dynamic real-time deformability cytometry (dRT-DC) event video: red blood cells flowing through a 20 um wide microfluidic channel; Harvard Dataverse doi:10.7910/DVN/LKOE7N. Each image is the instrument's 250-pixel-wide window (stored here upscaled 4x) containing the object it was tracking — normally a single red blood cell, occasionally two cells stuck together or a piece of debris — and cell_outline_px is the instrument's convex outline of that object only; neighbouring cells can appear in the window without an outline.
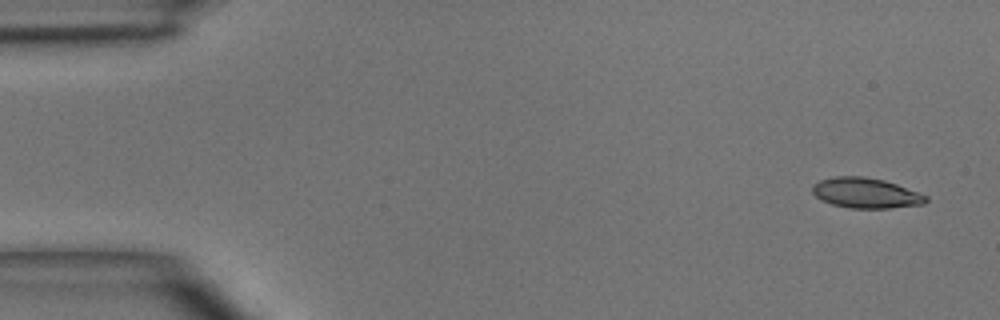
{"species": "common noctule bat (a hibernating species)", "species_latin": "Nyctalus noctula", "temperature_condition": "room temperature", "stored_images_in_passage": 4, "camera_frame_rate_fps": 3000, "um_per_image_px": 0.085, "animal": {"sex": "male", "body_mass_g": 15.6}, "frame": {"image": 1, "passage_image": 1, "time_ms": 0.0, "image_size_px": [1000, 320], "cell_outline_px": [[928, 200], [924, 204], [892, 208], [852, 208], [832, 204], [820, 200], [812, 192], [812, 184], [820, 180], [836, 176], [864, 176], [884, 180], [896, 184], [928, 196]], "centroid_in_image_um": [73.58, 16.4], "position_along_channel_um": 11.4, "area_um2": 20.06}}
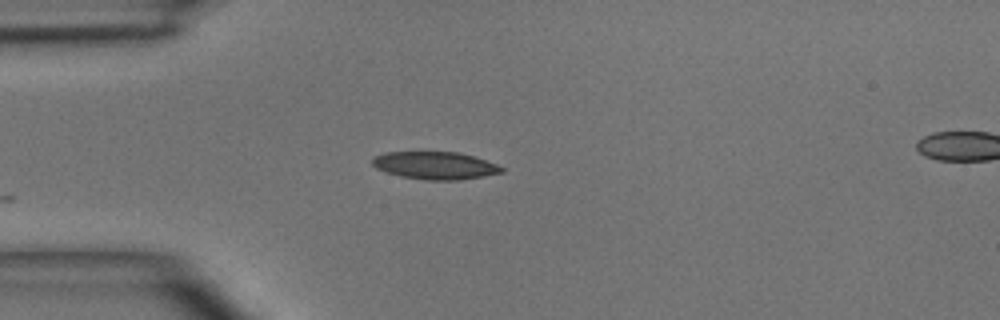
{"frame": {"image": 2, "passage_image": 4, "time_ms": 3.333, "image_size_px": [1000, 320], "cell_outline_px": [[504, 172], [484, 176], [460, 180], [428, 180], [400, 176], [376, 168], [372, 164], [372, 160], [376, 156], [384, 152], [460, 152], [496, 164], [504, 168]], "centroid_in_image_um": [36.99, 14.07], "position_along_channel_um": 48.0, "area_um2": 20.63}}